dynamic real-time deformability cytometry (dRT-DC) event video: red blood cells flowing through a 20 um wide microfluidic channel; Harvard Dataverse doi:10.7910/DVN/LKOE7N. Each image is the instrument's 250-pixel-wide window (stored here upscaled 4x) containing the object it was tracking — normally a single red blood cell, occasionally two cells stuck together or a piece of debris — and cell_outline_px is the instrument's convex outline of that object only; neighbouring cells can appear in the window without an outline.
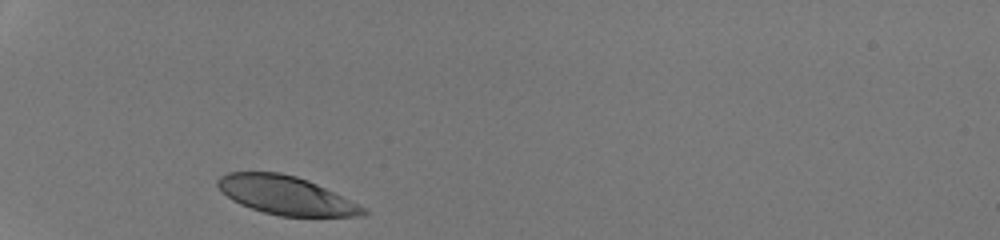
{"species": "human", "species_latin": "Homo sapiens", "temperature_condition": "room temperature", "stored_images_in_passage": 27, "camera_frame_rate_fps": 3000, "um_per_image_px": 0.085, "donor": {"sex": "male"}, "frame": {"image": 1, "passage_image": 1, "time_ms": 0.0, "image_size_px": [1000, 240], "cell_outline_px": [[368, 212], [364, 216], [280, 216], [264, 212], [240, 204], [232, 200], [216, 184], [216, 180], [220, 176], [228, 172], [280, 172], [296, 176], [308, 180], [364, 208]], "centroid_in_image_um": [24.25, 16.59], "position_along_channel_um": 60.7, "area_um2": 32.02}}
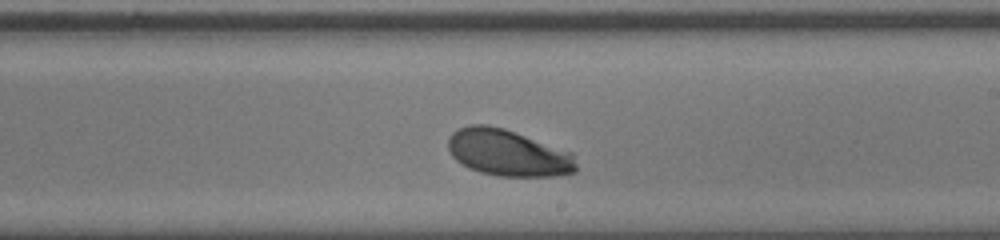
{"frame": {"image": 2, "passage_image": 16, "time_ms": 5.0, "image_size_px": [1000, 240], "cell_outline_px": [[576, 172], [552, 176], [500, 176], [480, 172], [468, 168], [456, 160], [452, 156], [448, 148], [448, 136], [456, 128], [468, 124], [488, 124], [504, 128], [572, 152], [576, 164]], "centroid_in_image_um": [43.14, 12.97], "position_along_channel_um": 245.9, "area_um2": 34.97}}
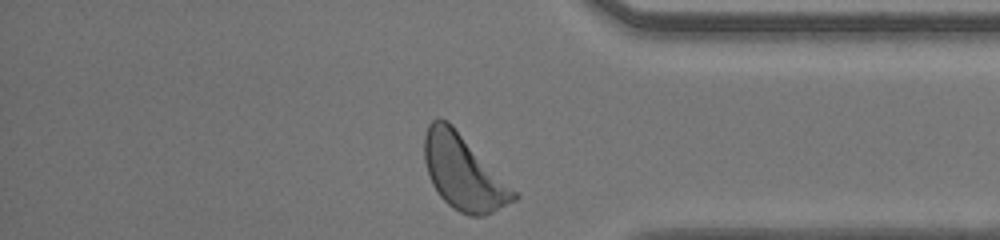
{"frame": {"image": 3, "passage_image": 27, "time_ms": 8.667, "image_size_px": [1000, 240], "cell_outline_px": [[520, 196], [516, 200], [484, 216], [468, 216], [452, 208], [440, 196], [432, 184], [428, 176], [424, 160], [424, 136], [428, 124], [436, 116], [448, 120], [452, 124]], "centroid_in_image_um": [39.35, 14.64], "position_along_channel_um": 395.8, "area_um2": 38.78}, "authors_computed_cell_mechanics": {"area_um2": 34.7956, "velocity_mm_per_s": 4.249, "shape_relaxation_time_tau1_ms": 1.7487, "shape_relaxation_time_tau2_ms": null, "deformation_change_tau1": 0.144, "deformation_change_tau2": null}}